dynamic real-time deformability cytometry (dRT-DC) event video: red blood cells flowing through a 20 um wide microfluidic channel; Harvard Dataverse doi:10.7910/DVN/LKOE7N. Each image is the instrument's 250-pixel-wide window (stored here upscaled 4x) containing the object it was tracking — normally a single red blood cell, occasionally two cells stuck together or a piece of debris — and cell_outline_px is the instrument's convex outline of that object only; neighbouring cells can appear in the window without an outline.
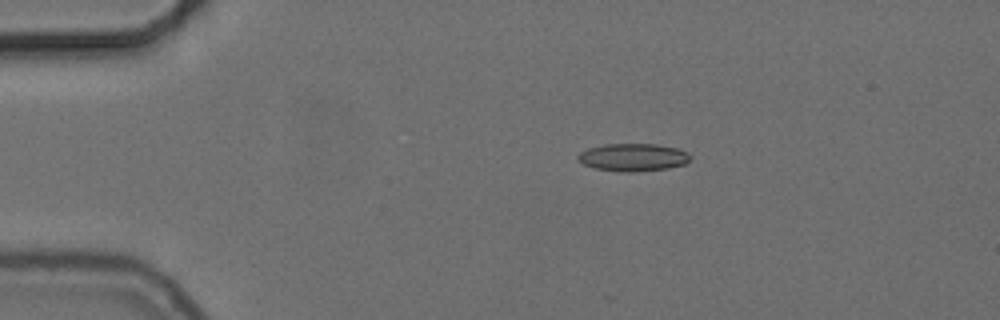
{"species": "common noctule bat (a hibernating species)", "species_latin": "Nyctalus noctula", "temperature_condition": "cold", "stored_images_in_passage": 10, "camera_frame_rate_fps": 3000, "um_per_image_px": 0.085, "animal": {"sex": "female", "body_mass_g": 24.6, "forearm_length_mm": 56.2}, "frame": {"image": 1, "passage_image": 2, "time_ms": 0.333, "image_size_px": [1000, 320], "cell_outline_px": [[692, 156], [684, 164], [668, 168], [636, 172], [620, 172], [592, 168], [584, 164], [576, 156], [580, 152], [588, 148], [604, 144], [656, 144], [680, 148], [688, 152]], "centroid_in_image_um": [53.82, 13.37], "position_along_channel_um": 31.2, "area_um2": 18.32}}
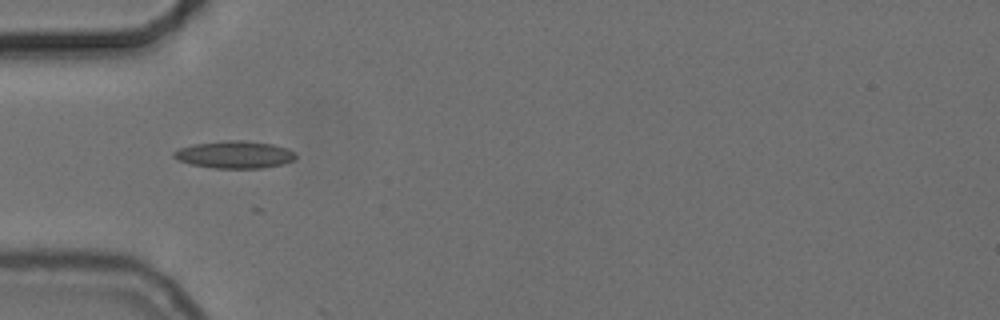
{"frame": {"image": 2, "passage_image": 9, "time_ms": 2.667, "image_size_px": [1000, 320], "cell_outline_px": [[296, 156], [292, 160], [284, 164], [264, 168], [212, 168], [188, 164], [172, 156], [172, 152], [180, 148], [192, 144], [228, 140], [244, 140], [272, 144], [288, 148], [296, 152]], "centroid_in_image_um": [19.94, 13.14], "position_along_channel_um": 65.1, "area_um2": 19.59}}